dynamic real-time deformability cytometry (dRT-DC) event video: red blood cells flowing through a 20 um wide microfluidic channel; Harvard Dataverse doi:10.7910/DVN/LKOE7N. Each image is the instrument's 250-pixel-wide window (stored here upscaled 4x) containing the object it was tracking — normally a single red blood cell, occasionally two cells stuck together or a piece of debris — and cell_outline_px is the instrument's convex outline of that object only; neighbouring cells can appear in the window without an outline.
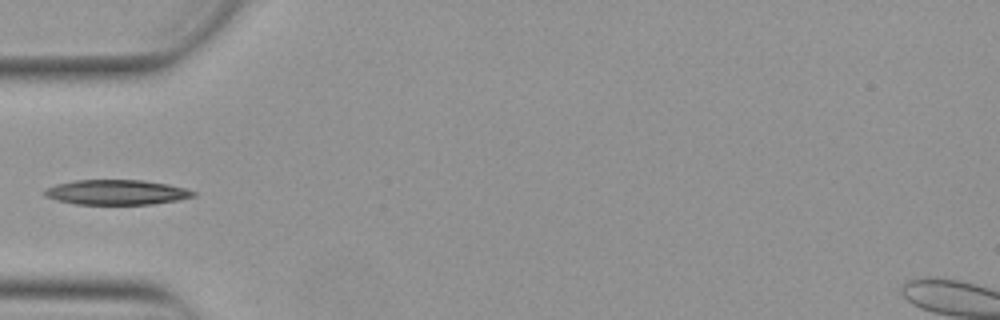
{"species": "Egyptian fruit bat (a non-hibernating species)", "species_latin": "Rousettus aegyptiacus", "temperature_condition": "warm", "stored_images_in_passage": 36, "camera_frame_rate_fps": 3000, "um_per_image_px": 0.085, "animal": {"sex": "female"}, "frame": {"image": 1, "passage_image": 1, "time_ms": 0.0, "image_size_px": [1000, 320], "cell_outline_px": [[196, 196], [176, 200], [152, 204], [76, 204], [56, 200], [44, 196], [44, 188], [56, 184], [76, 180], [140, 180], [168, 184], [184, 188], [196, 192]], "centroid_in_image_um": [9.87, 16.34], "position_along_channel_um": 75.1, "area_um2": 21.56}}
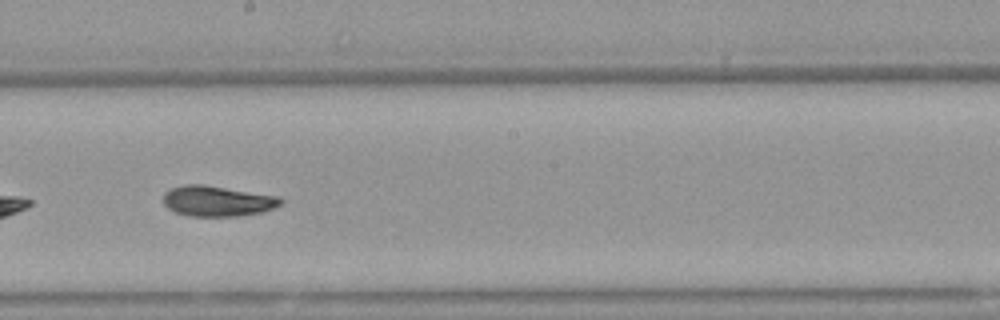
{"frame": {"image": 2, "passage_image": 13, "time_ms": 4.0, "image_size_px": [1000, 320], "cell_outline_px": [[284, 204], [276, 208], [260, 212], [236, 216], [192, 216], [176, 212], [168, 208], [164, 204], [164, 192], [172, 188], [184, 184], [204, 184], [280, 196], [284, 200]], "centroid_in_image_um": [18.53, 17.08], "position_along_channel_um": 229.7, "area_um2": 21.04}}
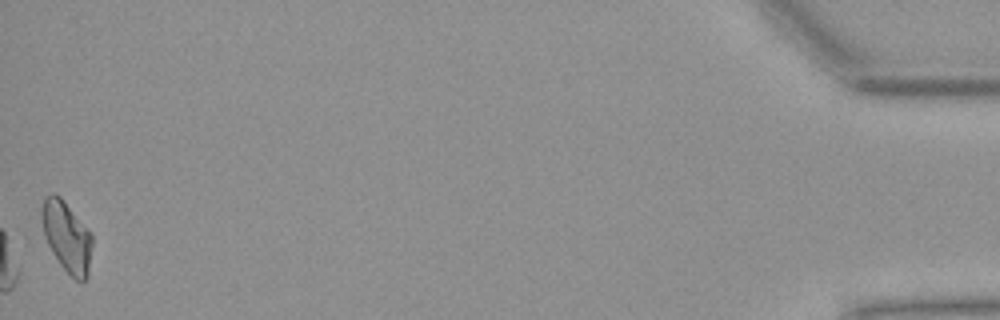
{"frame": {"image": 3, "passage_image": 36, "time_ms": 11.667, "image_size_px": [1000, 320], "cell_outline_px": [[92, 244], [88, 276], [84, 280], [76, 280], [60, 264], [52, 252], [44, 236], [40, 220], [40, 208], [44, 196], [52, 192], [60, 196], [92, 232]], "centroid_in_image_um": [5.65, 20.05], "position_along_channel_um": 429.5, "area_um2": 21.04}}